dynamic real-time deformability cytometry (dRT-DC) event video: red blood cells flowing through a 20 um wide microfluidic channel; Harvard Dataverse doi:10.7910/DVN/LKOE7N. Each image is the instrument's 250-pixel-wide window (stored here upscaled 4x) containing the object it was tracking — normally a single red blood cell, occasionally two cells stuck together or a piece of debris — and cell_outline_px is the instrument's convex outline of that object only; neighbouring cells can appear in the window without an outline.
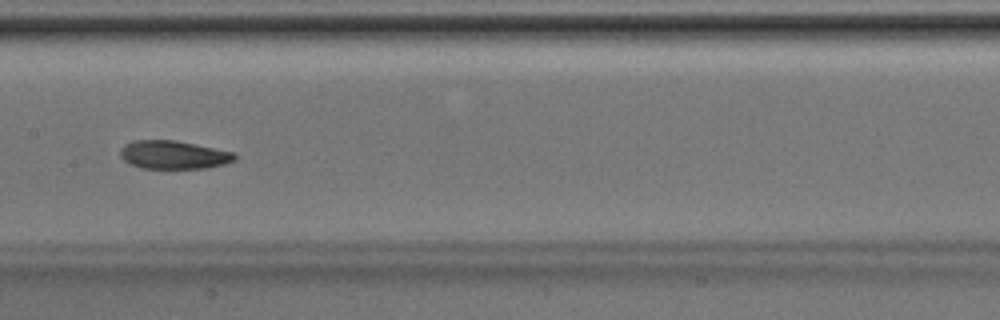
{"species": "Egyptian fruit bat (a non-hibernating species)", "species_latin": "Rousettus aegyptiacus", "temperature_condition": "room temperature", "stored_images_in_passage": 34, "camera_frame_rate_fps": 3000, "um_per_image_px": 0.085, "animal": {"sex": "male"}, "frame": {"image": 1, "passage_image": 10, "time_ms": 3.0, "image_size_px": [1000, 320], "cell_outline_px": [[236, 160], [224, 164], [208, 168], [140, 168], [128, 164], [120, 156], [120, 148], [124, 144], [132, 140], [176, 140], [236, 152]], "centroid_in_image_um": [14.75, 13.15], "position_along_channel_um": 192.7, "area_um2": 19.19}}